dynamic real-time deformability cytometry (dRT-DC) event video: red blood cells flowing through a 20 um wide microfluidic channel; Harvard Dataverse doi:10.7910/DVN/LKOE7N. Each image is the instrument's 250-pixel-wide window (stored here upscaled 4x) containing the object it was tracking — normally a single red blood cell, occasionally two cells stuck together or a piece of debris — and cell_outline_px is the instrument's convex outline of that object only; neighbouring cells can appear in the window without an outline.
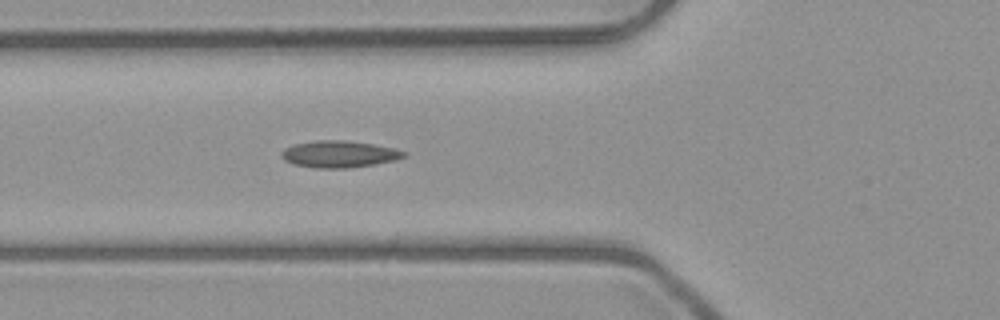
{"species": "common noctule bat (a hibernating species)", "species_latin": "Nyctalus noctula", "temperature_condition": "room temperature", "stored_images_in_passage": 6, "segment_of_instrument_passage": [1, 2], "camera_frame_rate_fps": 3000, "um_per_image_px": 0.085, "animal": {"sex": "male", "body_mass_g": 23.1, "forearm_length_mm": 52.7}, "frame": {"image": 1, "passage_image": 5, "time_ms": 5.333, "image_size_px": [1000, 320], "cell_outline_px": [[408, 156], [396, 160], [376, 164], [348, 168], [316, 168], [292, 164], [284, 160], [280, 156], [280, 152], [284, 148], [292, 144], [316, 140], [344, 140], [372, 144], [392, 148], [404, 152]], "centroid_in_image_um": [28.77, 13.1], "position_along_channel_um": 97.0, "area_um2": 19.25}}